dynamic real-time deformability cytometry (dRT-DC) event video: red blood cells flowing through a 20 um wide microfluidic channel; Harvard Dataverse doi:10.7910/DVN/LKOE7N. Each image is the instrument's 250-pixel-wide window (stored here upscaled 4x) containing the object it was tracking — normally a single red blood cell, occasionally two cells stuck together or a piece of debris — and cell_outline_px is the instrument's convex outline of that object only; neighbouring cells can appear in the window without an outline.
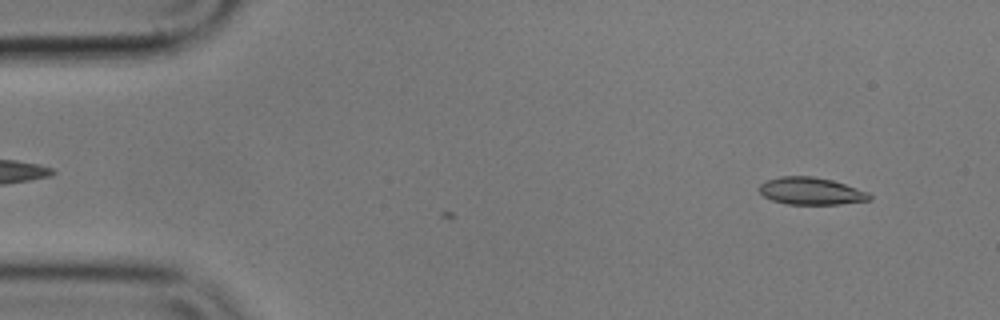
{"species": "common noctule bat (a hibernating species)", "species_latin": "Nyctalus noctula", "temperature_condition": "cold", "stored_images_in_passage": 4, "camera_frame_rate_fps": 3000, "um_per_image_px": 0.085, "animal": {"sex": "male", "body_mass_g": 17.9}, "frame": {"image": 1, "passage_image": 4, "time_ms": 1.0, "image_size_px": [1000, 320], "cell_outline_px": [[872, 200], [840, 204], [788, 204], [772, 200], [764, 196], [756, 188], [760, 184], [768, 180], [780, 176], [812, 176], [832, 180], [868, 192], [872, 196]], "centroid_in_image_um": [68.93, 16.24], "position_along_channel_um": 16.1, "area_um2": 17.51}}